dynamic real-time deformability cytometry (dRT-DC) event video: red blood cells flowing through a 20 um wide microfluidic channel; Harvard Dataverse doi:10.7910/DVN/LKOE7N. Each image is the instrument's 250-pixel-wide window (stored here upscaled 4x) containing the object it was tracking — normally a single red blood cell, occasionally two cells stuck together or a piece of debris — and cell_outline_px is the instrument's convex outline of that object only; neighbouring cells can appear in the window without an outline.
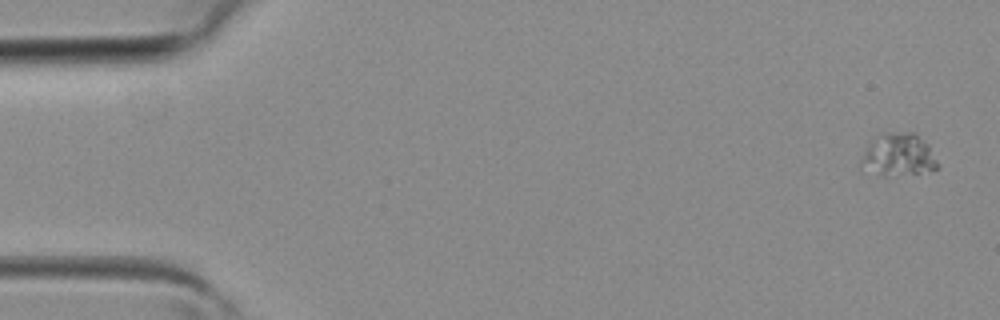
{"species": "common noctule bat (a hibernating species)", "species_latin": "Nyctalus noctula", "temperature_condition": "room temperature", "stored_images_in_passage": 2, "segment_of_instrument_passage": [2, 2], "camera_frame_rate_fps": 3000, "um_per_image_px": 0.085, "animal": {"sex": "female", "body_mass_g": 19.3, "forearm_length_mm": 54.1}, "frame": {"image": 1, "passage_image": 2, "time_ms": 0.333, "image_size_px": [1000, 320], "cell_outline_px": [[936, 168], [920, 172], [884, 176], [880, 176], [860, 160], [868, 144], [872, 140], [892, 132], [912, 132], [928, 144], [936, 160]], "centroid_in_image_um": [76.39, 13.15], "position_along_channel_um": 8.6, "area_um2": 17.92}}